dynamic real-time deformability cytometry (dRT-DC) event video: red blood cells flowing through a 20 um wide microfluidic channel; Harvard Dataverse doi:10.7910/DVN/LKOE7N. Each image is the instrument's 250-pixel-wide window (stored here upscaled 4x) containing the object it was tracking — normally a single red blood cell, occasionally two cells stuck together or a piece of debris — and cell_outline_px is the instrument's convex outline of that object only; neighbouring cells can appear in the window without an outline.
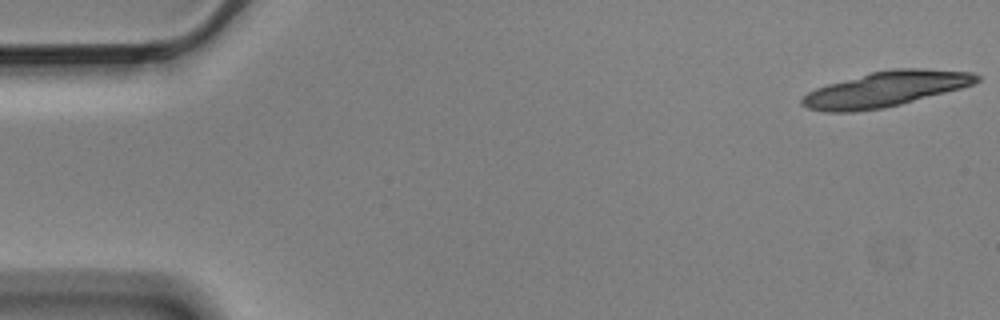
{"species": "Egyptian fruit bat (a non-hibernating species)", "species_latin": "Rousettus aegyptiacus", "temperature_condition": "cold", "stored_images_in_passage": 5, "segment_of_instrument_passage": [1, 2], "camera_frame_rate_fps": 3000, "um_per_image_px": 0.085, "animal": {"sex": "male"}, "frame": {"image": 1, "passage_image": 1, "time_ms": 0.0, "image_size_px": [1000, 320], "cell_outline_px": [[980, 80], [972, 84], [960, 88], [900, 104], [884, 108], [856, 112], [824, 112], [808, 108], [800, 104], [800, 100], [808, 92], [816, 88], [828, 84], [872, 72], [892, 68], [924, 68], [972, 72], [980, 76]], "centroid_in_image_um": [75.25, 7.57], "position_along_channel_um": 9.7, "area_um2": 35.66}}